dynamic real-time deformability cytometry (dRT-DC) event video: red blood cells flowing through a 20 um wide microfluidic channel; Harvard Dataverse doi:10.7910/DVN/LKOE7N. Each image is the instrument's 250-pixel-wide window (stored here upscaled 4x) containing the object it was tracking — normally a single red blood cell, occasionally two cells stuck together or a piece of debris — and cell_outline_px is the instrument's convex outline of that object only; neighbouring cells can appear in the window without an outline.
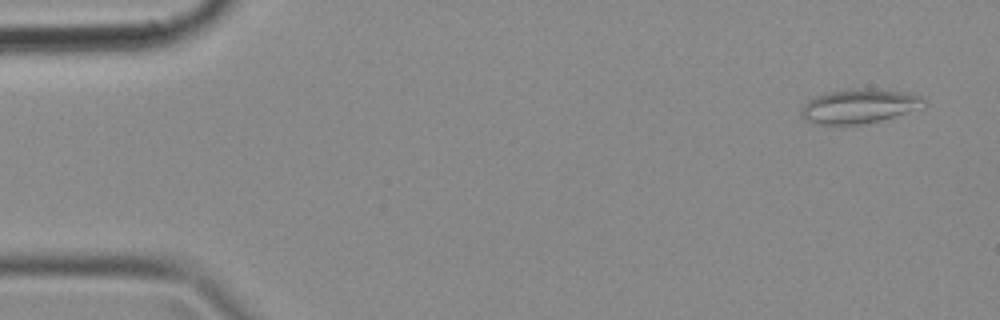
{"species": "common noctule bat (a hibernating species)", "species_latin": "Nyctalus noctula", "temperature_condition": "cold", "stored_images_in_passage": 47, "camera_frame_rate_fps": 3000, "um_per_image_px": 0.085, "animal": {"sex": "female", "body_mass_g": 18.4}, "frame": {"image": 1, "passage_image": 1, "time_ms": 0.0, "image_size_px": [1000, 320], "cell_outline_px": [[928, 104], [924, 108], [880, 120], [860, 124], [816, 124], [804, 120], [800, 116], [800, 112], [804, 104], [808, 100], [824, 92], [852, 88], [872, 88], [908, 92], [924, 96]], "centroid_in_image_um": [73.08, 9.0], "position_along_channel_um": 11.9, "area_um2": 25.09}}
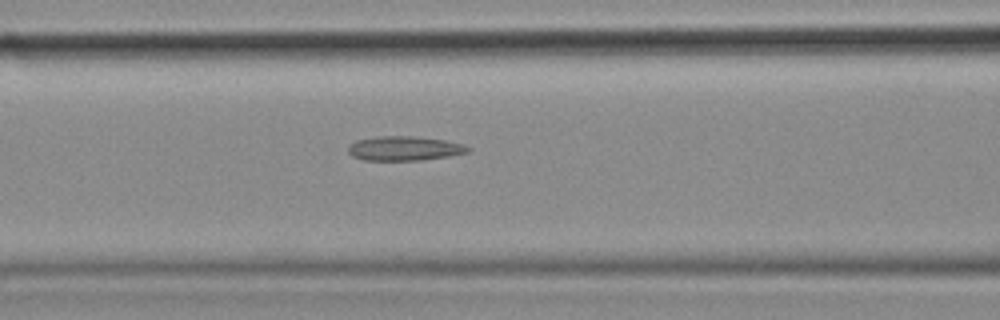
{"frame": {"image": 2, "passage_image": 18, "time_ms": 5.667, "image_size_px": [1000, 320], "cell_outline_px": [[472, 148], [468, 152], [448, 156], [424, 160], [364, 160], [352, 156], [348, 152], [348, 144], [356, 140], [376, 136], [412, 136], [444, 140], [464, 144]], "centroid_in_image_um": [34.35, 12.61], "position_along_channel_um": 132.2, "area_um2": 17.11}}
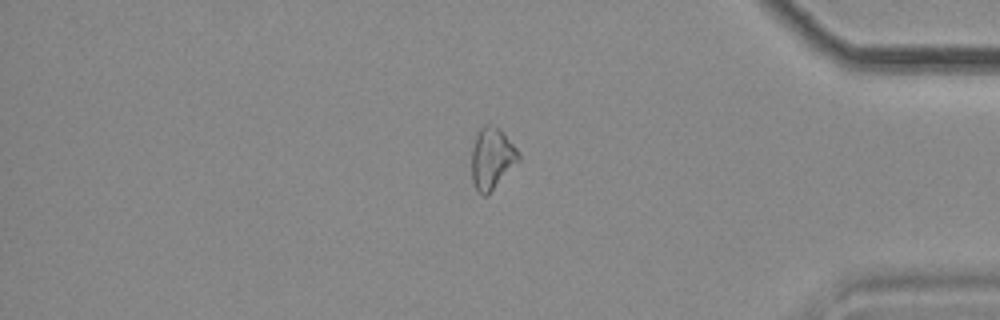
{"frame": {"image": 3, "passage_image": 39, "time_ms": 12.667, "image_size_px": [1000, 320], "cell_outline_px": [[520, 160], [488, 196], [484, 196], [476, 188], [472, 180], [472, 148], [476, 136], [480, 128], [484, 124], [492, 124], [500, 128], [504, 132], [516, 148], [520, 156]], "centroid_in_image_um": [41.82, 13.45], "position_along_channel_um": 393.4, "area_um2": 16.94}}